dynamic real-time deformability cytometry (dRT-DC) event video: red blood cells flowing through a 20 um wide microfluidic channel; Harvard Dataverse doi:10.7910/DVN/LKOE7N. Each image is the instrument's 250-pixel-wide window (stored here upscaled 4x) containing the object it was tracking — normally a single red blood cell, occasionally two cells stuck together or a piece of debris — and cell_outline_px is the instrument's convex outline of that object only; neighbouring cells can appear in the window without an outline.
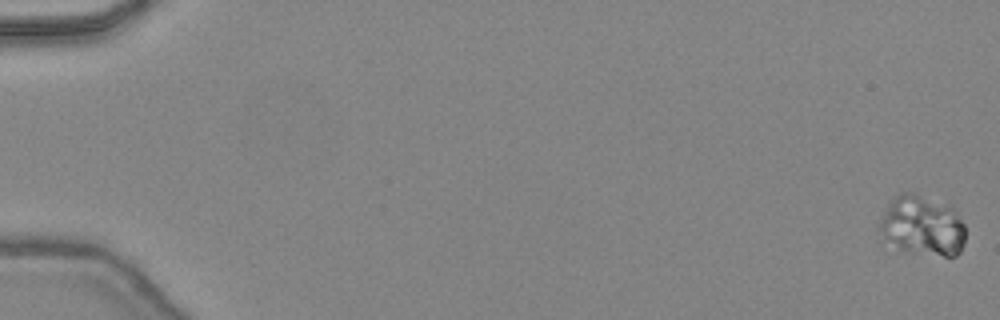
{"species": "common noctule bat (a hibernating species)", "species_latin": "Nyctalus noctula", "temperature_condition": "warm", "stored_images_in_passage": 12, "camera_frame_rate_fps": 3000, "um_per_image_px": 0.085, "animal": {"sex": "female", "body_mass_g": 24.6, "forearm_length_mm": 56.2}, "frame": {"image": 1, "passage_image": 1, "time_ms": 0.0, "image_size_px": [1000, 320], "cell_outline_px": [[964, 244], [960, 252], [956, 256], [944, 256], [900, 248], [880, 244], [880, 220], [888, 204], [900, 192], [912, 192], [952, 208], [956, 212], [964, 224]], "centroid_in_image_um": [78.35, 19.2], "position_along_channel_um": 6.7, "area_um2": 29.82}}